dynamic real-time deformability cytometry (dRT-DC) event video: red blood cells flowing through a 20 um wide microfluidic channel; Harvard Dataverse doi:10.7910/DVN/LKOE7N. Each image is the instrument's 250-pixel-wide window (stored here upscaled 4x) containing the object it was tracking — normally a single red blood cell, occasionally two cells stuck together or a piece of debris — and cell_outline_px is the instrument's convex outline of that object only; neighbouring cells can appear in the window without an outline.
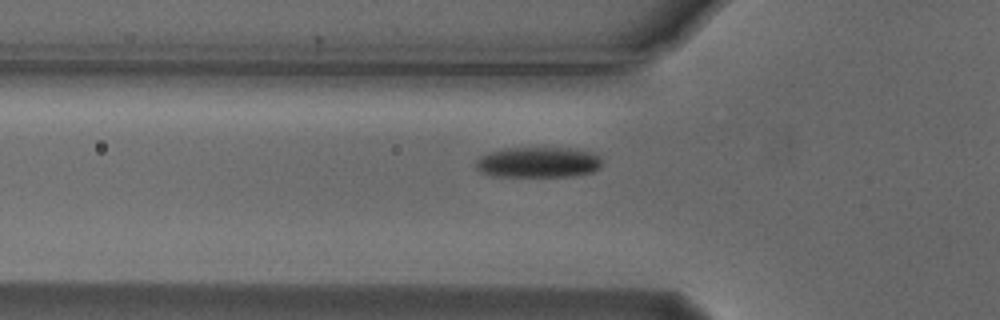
{"species": "Egyptian fruit bat (a non-hibernating species)", "species_latin": "Rousettus aegyptiacus", "temperature_condition": "cold", "stored_images_in_passage": 37, "camera_frame_rate_fps": 3000, "um_per_image_px": 0.085, "animal": {"sex": "male"}, "frame": {"image": 1, "passage_image": 8, "time_ms": 2.333, "image_size_px": [1000, 320], "cell_outline_px": [[600, 168], [592, 172], [568, 176], [492, 176], [476, 168], [476, 160], [480, 156], [488, 152], [504, 148], [568, 148], [596, 152], [600, 156]], "centroid_in_image_um": [45.75, 13.78], "position_along_channel_um": 80.0, "area_um2": 22.48}}
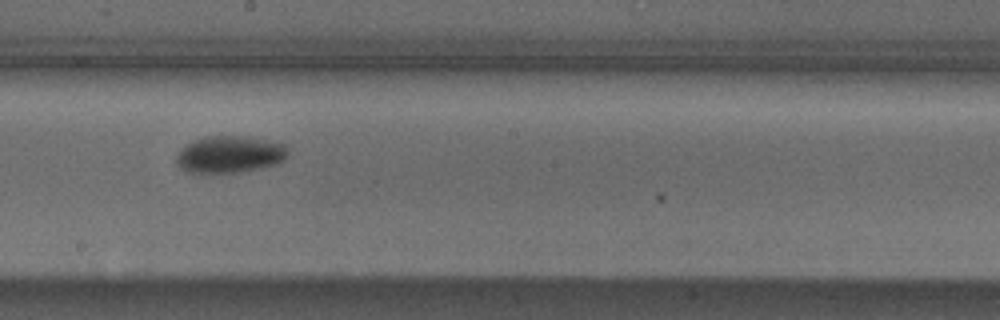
{"frame": {"image": 2, "passage_image": 20, "time_ms": 6.333, "image_size_px": [1000, 320], "cell_outline_px": [[288, 156], [284, 160], [272, 164], [256, 168], [236, 172], [188, 172], [180, 168], [176, 164], [176, 156], [180, 148], [204, 136], [248, 136], [288, 144]], "centroid_in_image_um": [19.53, 13.1], "position_along_channel_um": 228.7, "area_um2": 23.93}}
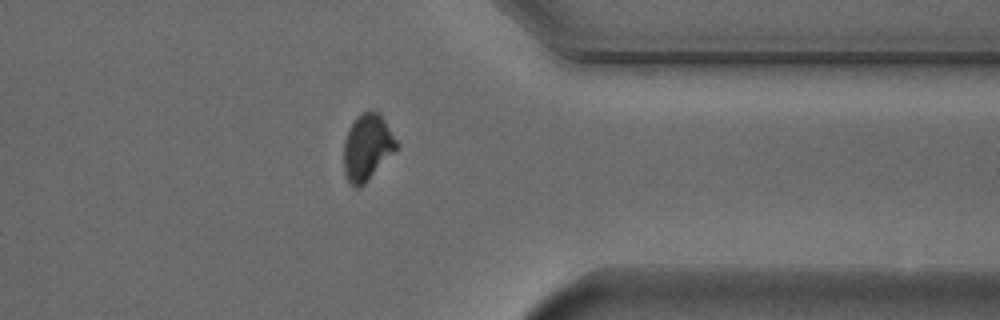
{"frame": {"image": 3, "passage_image": 33, "time_ms": 10.667, "image_size_px": [1000, 320], "cell_outline_px": [[400, 144], [368, 180], [364, 184], [356, 188], [348, 180], [344, 172], [344, 140], [356, 116], [360, 112], [380, 112]], "centroid_in_image_um": [31.22, 12.49], "position_along_channel_um": 380.2, "area_um2": 20.11}}